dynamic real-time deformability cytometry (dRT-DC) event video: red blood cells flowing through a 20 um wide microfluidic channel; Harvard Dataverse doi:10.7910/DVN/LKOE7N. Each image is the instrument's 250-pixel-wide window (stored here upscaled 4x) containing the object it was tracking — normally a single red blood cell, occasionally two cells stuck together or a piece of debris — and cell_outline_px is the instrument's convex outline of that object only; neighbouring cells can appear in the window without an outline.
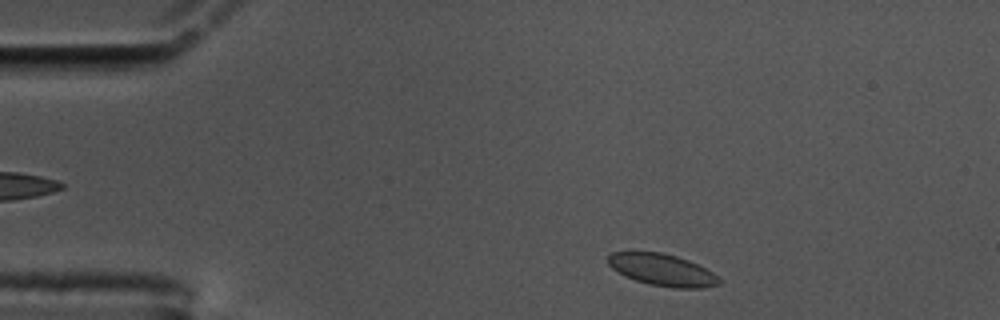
{"species": "common noctule bat (a hibernating species)", "species_latin": "Nyctalus noctula", "temperature_condition": "cold", "stored_images_in_passage": 51, "camera_frame_rate_fps": 3000, "um_per_image_px": 0.085, "animal": {"sex": "male", "body_mass_g": 17.5, "forearm_length_mm": 52.3}, "frame": {"image": 1, "passage_image": 2, "time_ms": 0.333, "image_size_px": [1000, 320], "cell_outline_px": [[720, 284], [704, 288], [676, 288], [648, 284], [624, 276], [612, 268], [608, 264], [608, 256], [612, 252], [632, 248], [664, 252], [688, 260], [712, 272], [720, 280]], "centroid_in_image_um": [56.19, 22.88], "position_along_channel_um": 28.8, "area_um2": 21.27}}
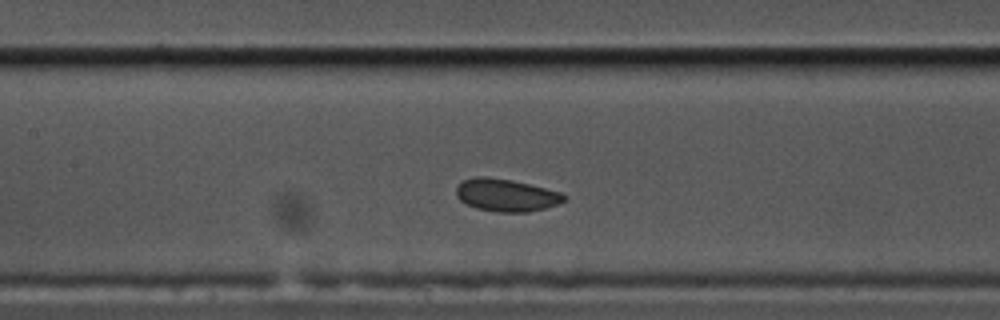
{"frame": {"image": 2, "passage_image": 19, "time_ms": 6.0, "image_size_px": [1000, 320], "cell_outline_px": [[568, 196], [564, 200], [556, 204], [544, 208], [528, 212], [496, 212], [476, 208], [460, 200], [456, 196], [456, 188], [464, 180], [476, 176], [484, 176], [512, 180], [560, 192]], "centroid_in_image_um": [43.01, 16.59], "position_along_channel_um": 164.4, "area_um2": 20.23}}
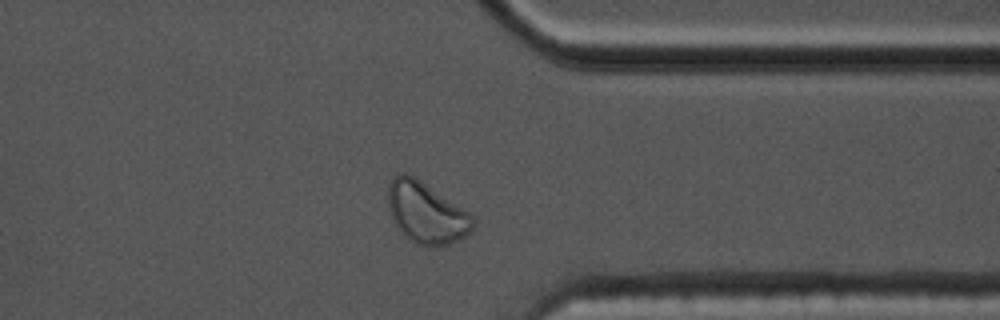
{"frame": {"image": 3, "passage_image": 38, "time_ms": 12.333, "image_size_px": [1000, 320], "cell_outline_px": [[476, 224], [472, 232], [448, 244], [416, 244], [408, 240], [400, 232], [392, 220], [388, 208], [388, 184], [392, 176], [400, 172], [404, 172], [420, 180], [468, 212], [472, 216]], "centroid_in_image_um": [36.18, 18.06], "position_along_channel_um": 375.2, "area_um2": 30.06}}